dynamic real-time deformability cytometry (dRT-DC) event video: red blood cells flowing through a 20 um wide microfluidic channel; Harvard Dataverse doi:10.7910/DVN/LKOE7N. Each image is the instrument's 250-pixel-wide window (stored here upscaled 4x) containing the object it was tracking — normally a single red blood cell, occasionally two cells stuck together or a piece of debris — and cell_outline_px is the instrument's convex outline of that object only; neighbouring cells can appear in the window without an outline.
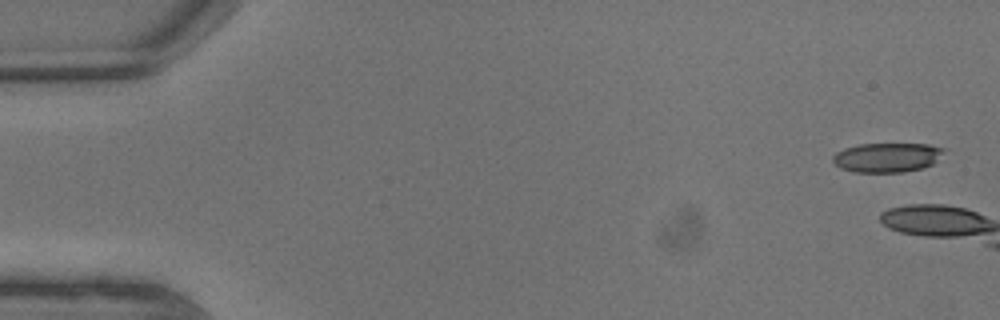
{"species": "common noctule bat (a hibernating species)", "species_latin": "Nyctalus noctula", "temperature_condition": "warm", "stored_images_in_passage": 7, "camera_frame_rate_fps": 3000, "um_per_image_px": 0.085, "animal": {"sex": "male", "body_mass_g": 13.3}, "frame": {"image": 1, "passage_image": 1, "time_ms": 0.0, "image_size_px": [1000, 320], "cell_outline_px": [[948, 148], [932, 164], [924, 168], [904, 172], [856, 172], [840, 168], [832, 160], [832, 156], [836, 152], [844, 148], [860, 144], [928, 144]], "centroid_in_image_um": [75.42, 13.38], "position_along_channel_um": 9.6, "area_um2": 19.13}}